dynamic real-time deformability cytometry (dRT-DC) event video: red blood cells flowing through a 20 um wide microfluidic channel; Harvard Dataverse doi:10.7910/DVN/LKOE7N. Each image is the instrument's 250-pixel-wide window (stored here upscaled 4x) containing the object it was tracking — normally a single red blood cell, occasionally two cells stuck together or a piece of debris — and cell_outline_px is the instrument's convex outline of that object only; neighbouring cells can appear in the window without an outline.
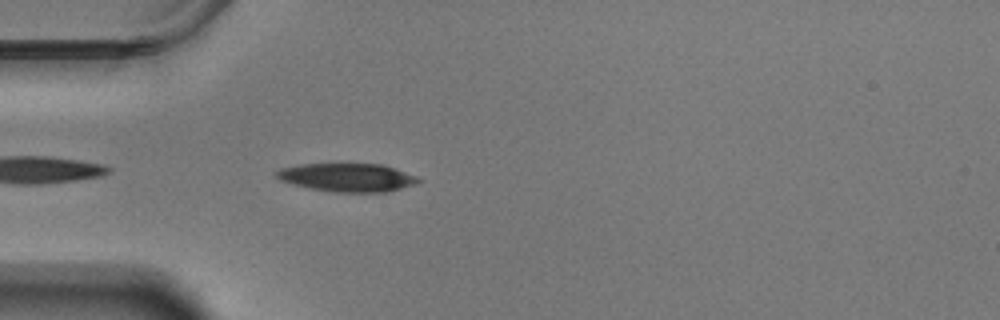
{"species": "Egyptian fruit bat (a non-hibernating species)", "species_latin": "Rousettus aegyptiacus", "temperature_condition": "warm", "stored_images_in_passage": 28, "camera_frame_rate_fps": 3000, "um_per_image_px": 0.085, "animal": {"sex": "male"}, "frame": {"image": 1, "passage_image": 3, "time_ms": 0.667, "image_size_px": [1000, 320], "cell_outline_px": [[424, 180], [388, 192], [336, 192], [308, 188], [292, 184], [280, 180], [276, 176], [276, 172], [280, 168], [300, 164], [384, 164], [416, 176]], "centroid_in_image_um": [29.51, 15.08], "position_along_channel_um": 55.5, "area_um2": 23.35}}
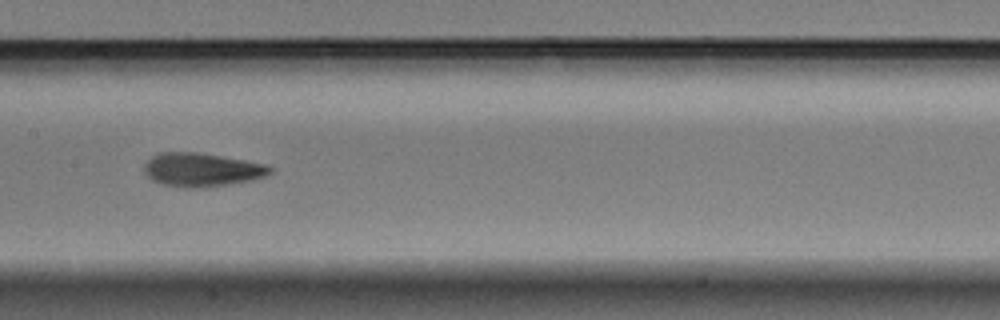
{"frame": {"image": 2, "passage_image": 15, "time_ms": 4.667, "image_size_px": [1000, 320], "cell_outline_px": [[276, 168], [272, 172], [264, 176], [252, 180], [204, 188], [180, 188], [160, 184], [152, 180], [144, 172], [144, 164], [152, 156], [160, 152], [200, 152], [268, 164]], "centroid_in_image_um": [17.16, 14.43], "position_along_channel_um": 190.2, "area_um2": 25.09}}
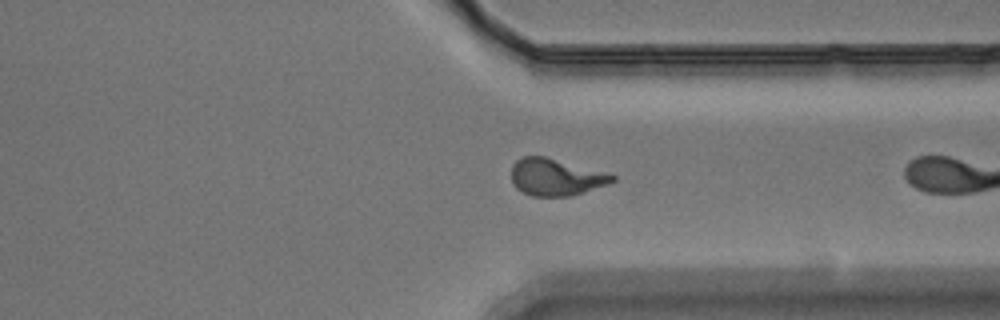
{"frame": {"image": 3, "passage_image": 27, "time_ms": 8.667, "image_size_px": [1000, 320], "cell_outline_px": [[616, 180], [608, 184], [572, 196], [532, 196], [516, 188], [512, 184], [512, 164], [516, 160], [524, 156], [544, 156], [616, 176]], "centroid_in_image_um": [47.2, 15.07], "position_along_channel_um": 364.2, "area_um2": 21.44}}